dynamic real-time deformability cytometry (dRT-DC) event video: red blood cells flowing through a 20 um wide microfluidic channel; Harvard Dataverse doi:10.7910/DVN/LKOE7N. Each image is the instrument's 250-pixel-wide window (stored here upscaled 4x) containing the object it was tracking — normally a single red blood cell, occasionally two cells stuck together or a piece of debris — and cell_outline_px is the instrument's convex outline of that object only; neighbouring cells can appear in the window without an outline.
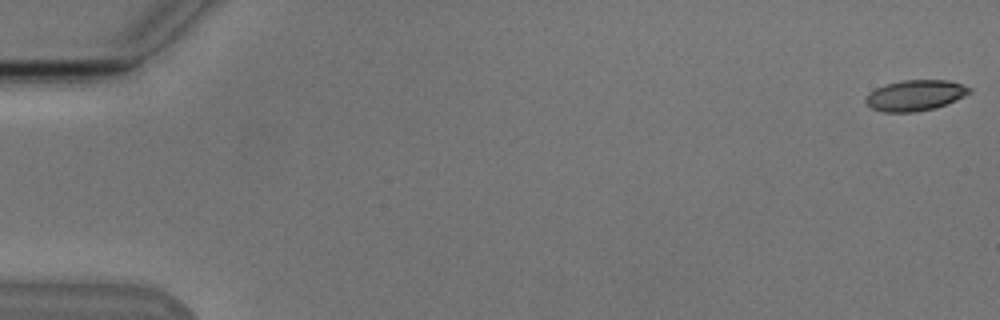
{"species": "Egyptian fruit bat (a non-hibernating species)", "species_latin": "Rousettus aegyptiacus", "temperature_condition": "cold", "stored_images_in_passage": 10, "camera_frame_rate_fps": 3000, "um_per_image_px": 0.085, "animal": {"sex": "male"}, "frame": {"image": 1, "passage_image": 1, "time_ms": 0.0, "image_size_px": [1000, 320], "cell_outline_px": [[972, 92], [956, 100], [936, 108], [916, 112], [884, 112], [872, 108], [864, 100], [868, 92], [884, 84], [904, 80], [948, 80], [972, 88]], "centroid_in_image_um": [77.79, 8.1], "position_along_channel_um": 7.2, "area_um2": 18.67}}
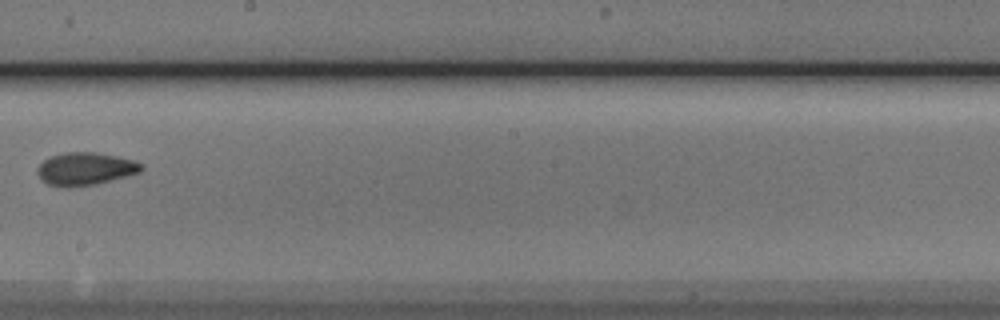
{"frame": {"image": 2, "passage_image": 9, "time_ms": 10.333, "image_size_px": [1000, 320], "cell_outline_px": [[144, 168], [140, 172], [96, 184], [68, 188], [48, 184], [40, 180], [36, 172], [36, 168], [44, 160], [52, 156], [64, 152], [96, 152], [136, 160], [144, 164]], "centroid_in_image_um": [7.25, 14.35], "position_along_channel_um": 241.0, "area_um2": 20.06}}
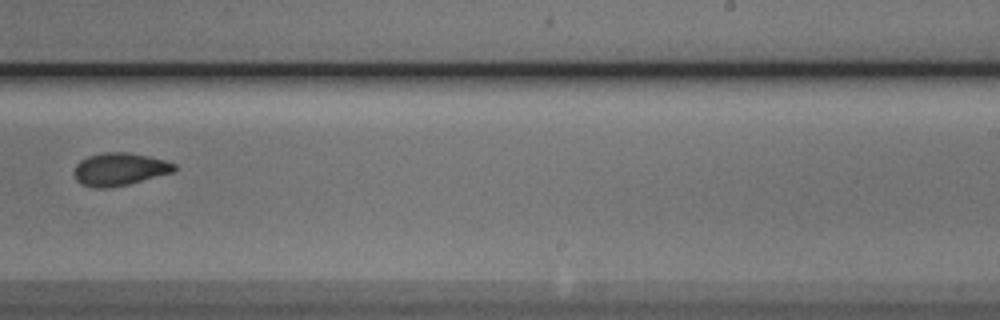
{"frame": {"image": 3, "passage_image": 10, "time_ms": 11.333, "image_size_px": [1000, 320], "cell_outline_px": [[176, 168], [172, 172], [128, 184], [108, 188], [92, 188], [80, 184], [76, 180], [72, 172], [76, 164], [80, 160], [88, 156], [104, 152], [128, 152], [148, 156], [164, 160], [176, 164]], "centroid_in_image_um": [10.1, 14.38], "position_along_channel_um": 278.9, "area_um2": 19.19}}